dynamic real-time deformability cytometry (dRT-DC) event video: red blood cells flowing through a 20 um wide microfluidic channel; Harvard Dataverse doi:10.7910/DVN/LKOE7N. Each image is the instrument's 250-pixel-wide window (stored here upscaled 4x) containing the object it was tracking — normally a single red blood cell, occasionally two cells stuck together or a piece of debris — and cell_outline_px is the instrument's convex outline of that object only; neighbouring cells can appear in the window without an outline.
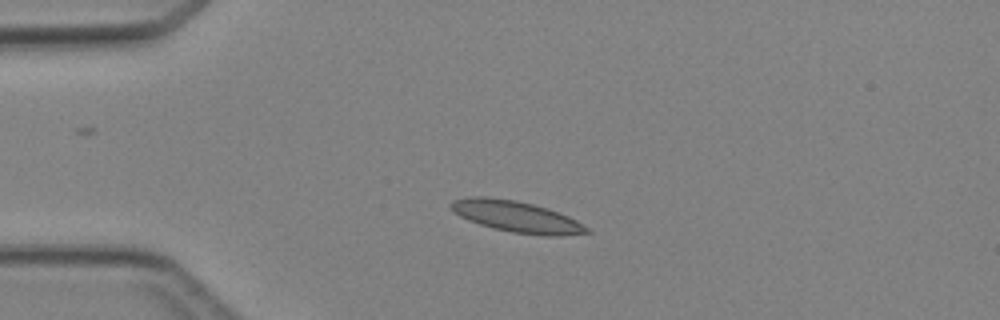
{"species": "Egyptian fruit bat (a non-hibernating species)", "species_latin": "Rousettus aegyptiacus", "temperature_condition": "cold", "stored_images_in_passage": 3, "camera_frame_rate_fps": 3000, "um_per_image_px": 0.085, "animal": {"sex": "female"}, "frame": {"image": 1, "passage_image": 2, "time_ms": 1.0, "image_size_px": [1000, 320], "cell_outline_px": [[592, 232], [560, 236], [544, 236], [512, 232], [492, 228], [468, 220], [460, 216], [448, 208], [448, 204], [452, 200], [468, 196], [488, 196], [516, 200], [532, 204], [568, 216], [576, 220], [588, 228]], "centroid_in_image_um": [43.83, 18.4], "position_along_channel_um": 41.2, "area_um2": 24.8}}